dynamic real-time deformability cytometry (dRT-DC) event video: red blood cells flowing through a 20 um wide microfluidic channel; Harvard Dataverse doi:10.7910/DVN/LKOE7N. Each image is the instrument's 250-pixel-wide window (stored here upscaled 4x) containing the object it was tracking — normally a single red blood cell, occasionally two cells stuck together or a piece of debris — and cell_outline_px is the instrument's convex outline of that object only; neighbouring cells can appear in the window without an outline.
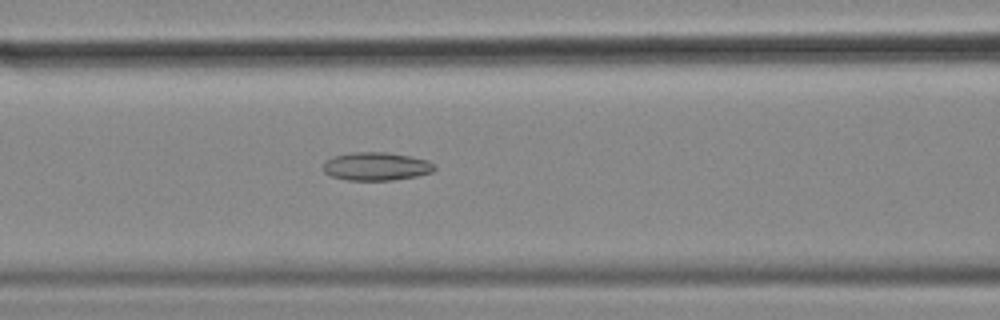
{"species": "common noctule bat (a hibernating species)", "species_latin": "Nyctalus noctula", "temperature_condition": "cold", "stored_images_in_passage": 49, "camera_frame_rate_fps": 3000, "um_per_image_px": 0.085, "animal": {"sex": "female", "body_mass_g": 18.4}, "frame": {"image": 1, "passage_image": 16, "time_ms": 5.0, "image_size_px": [1000, 320], "cell_outline_px": [[436, 168], [432, 172], [416, 176], [392, 180], [348, 180], [332, 176], [324, 172], [324, 164], [332, 156], [352, 152], [388, 152], [428, 160], [436, 164]], "centroid_in_image_um": [32.01, 14.13], "position_along_channel_um": 134.6, "area_um2": 18.26}}
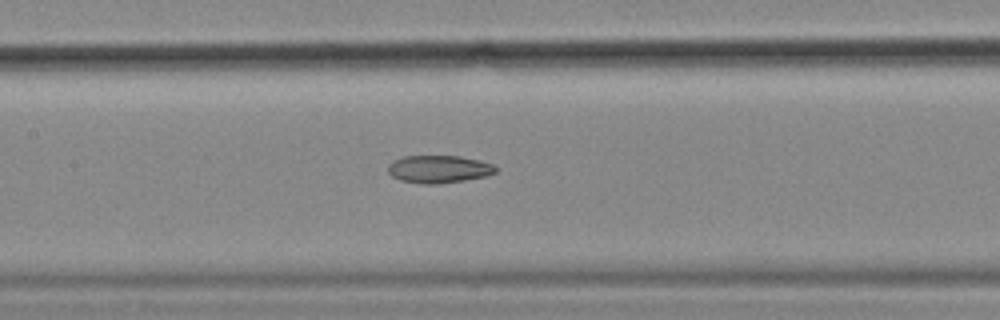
{"frame": {"image": 2, "passage_image": 19, "time_ms": 6.0, "image_size_px": [1000, 320], "cell_outline_px": [[496, 172], [484, 176], [464, 180], [440, 184], [420, 184], [400, 180], [392, 176], [388, 172], [388, 164], [392, 160], [404, 156], [460, 156], [480, 160], [492, 164], [496, 168]], "centroid_in_image_um": [37.26, 14.37], "position_along_channel_um": 170.1, "area_um2": 17.4}}
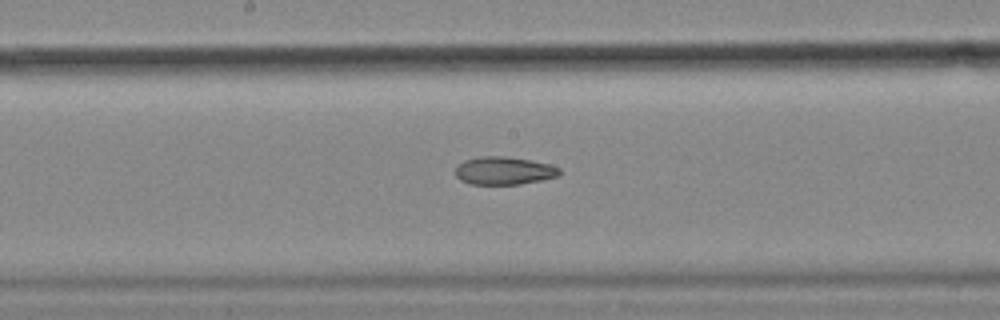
{"frame": {"image": 3, "passage_image": 22, "time_ms": 7.0, "image_size_px": [1000, 320], "cell_outline_px": [[560, 176], [520, 184], [472, 184], [460, 180], [456, 176], [456, 168], [464, 160], [480, 156], [504, 156], [532, 160], [548, 164], [560, 168]], "centroid_in_image_um": [42.85, 14.5], "position_along_channel_um": 205.4, "area_um2": 16.88}, "authors_computed_cell_mechanics": {"area_um2": 19.0162, "velocity_mm_per_s": 3.5485, "shape_relaxation_time_tau1_ms": null, "shape_relaxation_time_tau2_ms": 9.1043, "deformation_change_tau1": null, "deformation_change_tau2": 0.1761}}